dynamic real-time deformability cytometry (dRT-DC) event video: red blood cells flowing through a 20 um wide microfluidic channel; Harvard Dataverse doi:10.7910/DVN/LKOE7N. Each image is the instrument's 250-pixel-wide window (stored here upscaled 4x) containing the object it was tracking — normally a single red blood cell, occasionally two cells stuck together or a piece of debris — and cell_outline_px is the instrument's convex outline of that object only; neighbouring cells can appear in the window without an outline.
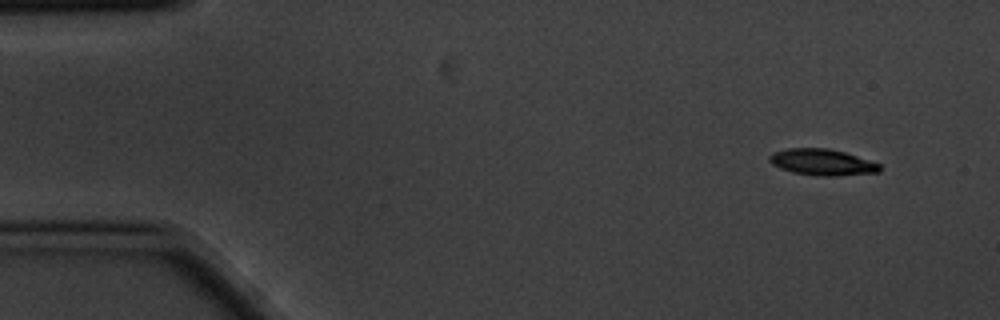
{"species": "common noctule bat (a hibernating species)", "species_latin": "Nyctalus noctula", "temperature_condition": "cold", "stored_images_in_passage": 14, "camera_frame_rate_fps": 3000, "um_per_image_px": 0.085, "animal": {"sex": "male", "body_mass_g": 20.1, "forearm_length_mm": 53.5}, "frame": {"image": 1, "passage_image": 1, "time_ms": 0.0, "image_size_px": [1000, 320], "cell_outline_px": [[880, 172], [836, 176], [820, 176], [792, 172], [780, 168], [772, 164], [768, 160], [768, 156], [772, 152], [788, 148], [828, 148], [844, 152], [880, 164]], "centroid_in_image_um": [69.85, 13.78], "position_along_channel_um": 15.2, "area_um2": 16.88}}
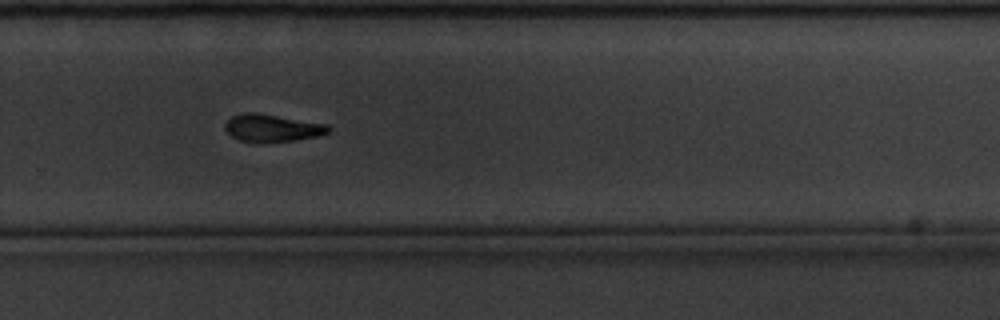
{"frame": {"image": 2, "passage_image": 10, "time_ms": 3.0, "image_size_px": [1000, 320], "cell_outline_px": [[332, 128], [328, 132], [316, 136], [292, 140], [256, 144], [240, 140], [232, 136], [224, 128], [224, 124], [232, 116], [244, 112], [252, 112], [328, 124]], "centroid_in_image_um": [23.1, 10.89], "position_along_channel_um": 306.7, "area_um2": 16.53}}
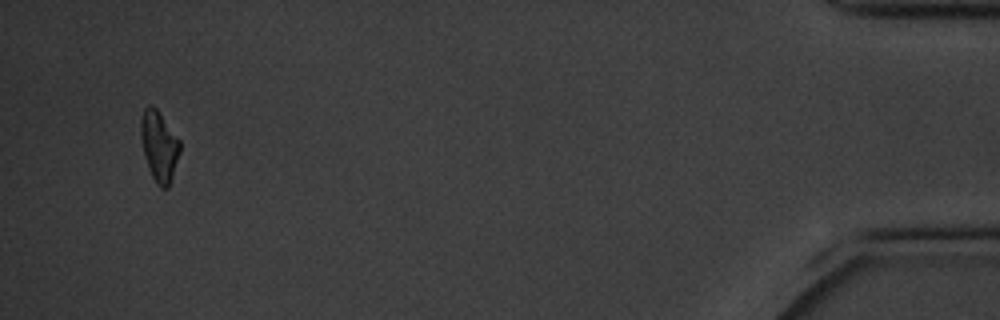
{"frame": {"image": 3, "passage_image": 14, "time_ms": 4.333, "image_size_px": [1000, 320], "cell_outline_px": [[180, 152], [168, 188], [160, 188], [156, 184], [148, 168], [144, 156], [140, 132], [140, 120], [144, 108], [148, 104], [152, 104], [156, 108], [180, 140]], "centroid_in_image_um": [13.51, 12.4], "position_along_channel_um": 421.7, "area_um2": 16.07}}